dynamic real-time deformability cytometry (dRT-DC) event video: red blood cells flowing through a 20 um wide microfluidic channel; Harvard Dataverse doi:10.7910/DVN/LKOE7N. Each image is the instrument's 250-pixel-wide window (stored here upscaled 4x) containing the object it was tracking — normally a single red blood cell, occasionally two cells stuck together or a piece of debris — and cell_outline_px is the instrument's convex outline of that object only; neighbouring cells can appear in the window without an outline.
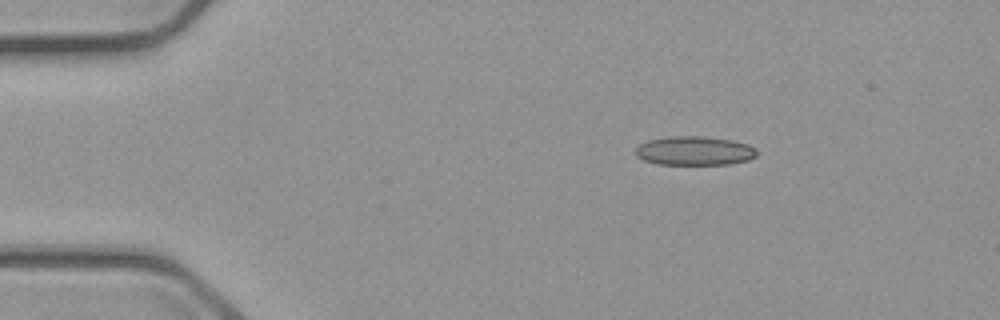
{"species": "common noctule bat (a hibernating species)", "species_latin": "Nyctalus noctula", "temperature_condition": "cold", "stored_images_in_passage": 3, "camera_frame_rate_fps": 3000, "um_per_image_px": 0.085, "animal": {"sex": "male", "body_mass_g": 23.1, "forearm_length_mm": 52.7}, "frame": {"image": 1, "passage_image": 1, "time_ms": 0.0, "image_size_px": [1000, 320], "cell_outline_px": [[756, 156], [748, 160], [728, 164], [656, 164], [644, 160], [636, 156], [636, 148], [640, 144], [648, 140], [672, 136], [704, 136], [732, 140], [748, 144], [756, 148]], "centroid_in_image_um": [59.03, 12.81], "position_along_channel_um": 26.0, "area_um2": 20.46}}